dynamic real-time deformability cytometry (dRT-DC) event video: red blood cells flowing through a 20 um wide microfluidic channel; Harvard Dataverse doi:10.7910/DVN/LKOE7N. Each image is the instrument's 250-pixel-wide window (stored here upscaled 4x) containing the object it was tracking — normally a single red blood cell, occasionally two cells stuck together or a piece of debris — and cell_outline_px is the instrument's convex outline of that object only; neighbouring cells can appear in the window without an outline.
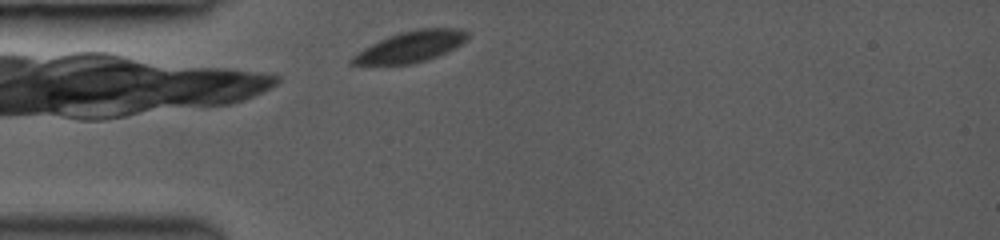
{"species": "common noctule bat (a hibernating species)", "species_latin": "Nyctalus noctula", "temperature_condition": "room temperature", "stored_images_in_passage": 24, "camera_frame_rate_fps": 3000, "um_per_image_px": 0.085, "animal": {"sex": "female", "body_mass_g": 19.0, "forearm_length_mm": 53.3}, "frame": {"image": 1, "passage_image": 1, "time_ms": 0.0, "image_size_px": [1000, 240], "cell_outline_px": [[468, 36], [456, 48], [436, 56], [412, 64], [352, 64], [348, 60], [352, 56], [364, 48], [388, 36], [400, 32], [420, 28], [460, 28], [468, 32]], "centroid_in_image_um": [34.91, 3.95], "position_along_channel_um": 50.1, "area_um2": 20.52}}
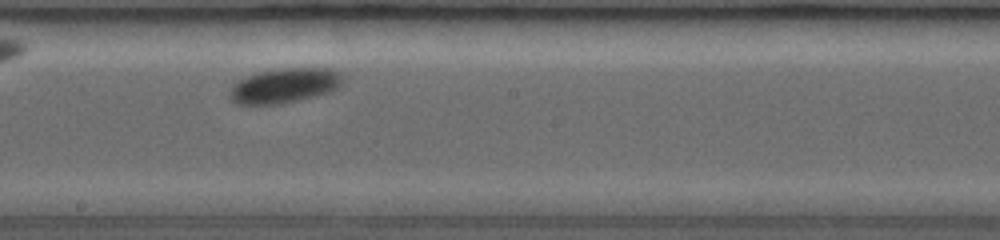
{"frame": {"image": 2, "passage_image": 14, "time_ms": 4.667, "image_size_px": [1000, 240], "cell_outline_px": [[344, 80], [340, 88], [316, 96], [280, 104], [236, 104], [228, 96], [228, 92], [240, 80], [256, 72], [284, 68], [328, 68], [340, 72]], "centroid_in_image_um": [24.22, 7.27], "position_along_channel_um": 224.0, "area_um2": 22.95}}
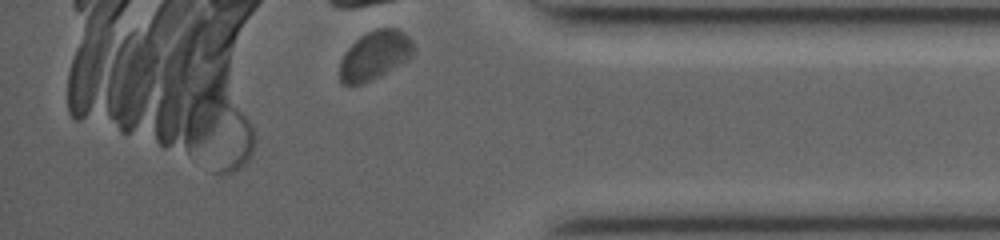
{"frame": {"image": 3, "passage_image": 24, "time_ms": 9.333, "image_size_px": [1000, 240], "cell_outline_px": [[416, 52], [408, 60], [380, 76], [364, 84], [340, 84], [340, 60], [348, 48], [360, 36], [376, 28], [396, 28], [408, 36], [412, 40], [416, 48]], "centroid_in_image_um": [31.89, 4.71], "position_along_channel_um": 403.3, "area_um2": 21.15}, "authors_computed_cell_mechanics": {"area_um2": 22.3397, "velocity_mm_per_s": 3.9751, "shape_relaxation_time_tau1_ms": 0.8568, "shape_relaxation_time_tau2_ms": null, "deformation_change_tau1": 0.0581, "deformation_change_tau2": null}}